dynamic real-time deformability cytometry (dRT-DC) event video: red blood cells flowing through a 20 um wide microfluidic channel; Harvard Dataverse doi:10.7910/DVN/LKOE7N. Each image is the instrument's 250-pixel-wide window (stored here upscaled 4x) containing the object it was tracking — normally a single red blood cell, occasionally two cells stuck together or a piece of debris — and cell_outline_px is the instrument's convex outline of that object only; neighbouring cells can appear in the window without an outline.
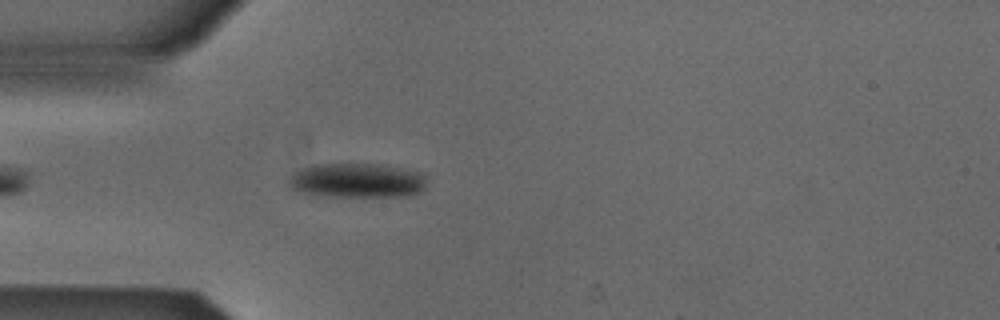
{"species": "Egyptian fruit bat (a non-hibernating species)", "species_latin": "Rousettus aegyptiacus", "temperature_condition": "cold", "stored_images_in_passage": 39, "camera_frame_rate_fps": 3000, "um_per_image_px": 0.085, "animal": {"sex": "male"}, "frame": {"image": 1, "passage_image": 4, "time_ms": 1.0, "image_size_px": [1000, 320], "cell_outline_px": [[424, 188], [420, 192], [408, 196], [316, 196], [292, 188], [288, 184], [288, 176], [292, 172], [312, 164], [384, 164], [420, 172], [424, 176]], "centroid_in_image_um": [30.31, 15.33], "position_along_channel_um": 54.7, "area_um2": 27.92}}
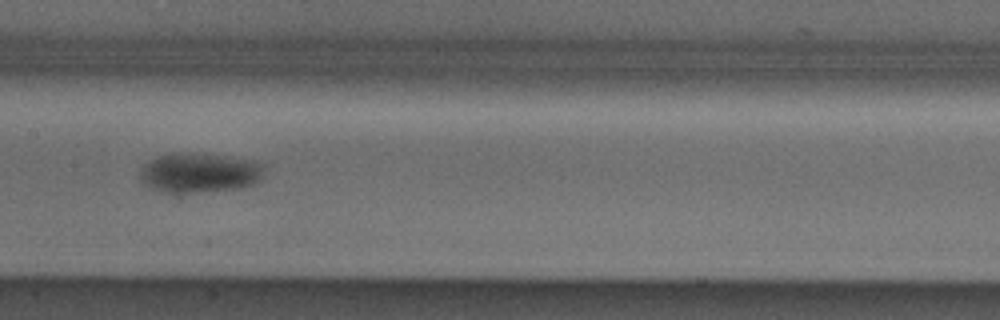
{"frame": {"image": 2, "passage_image": 15, "time_ms": 4.667, "image_size_px": [1000, 320], "cell_outline_px": [[264, 176], [260, 180], [252, 184], [240, 188], [196, 192], [160, 192], [144, 184], [140, 180], [140, 172], [144, 164], [148, 160], [160, 156], [224, 156], [256, 160], [264, 164]], "centroid_in_image_um": [17.01, 14.73], "position_along_channel_um": 190.4, "area_um2": 27.86}}
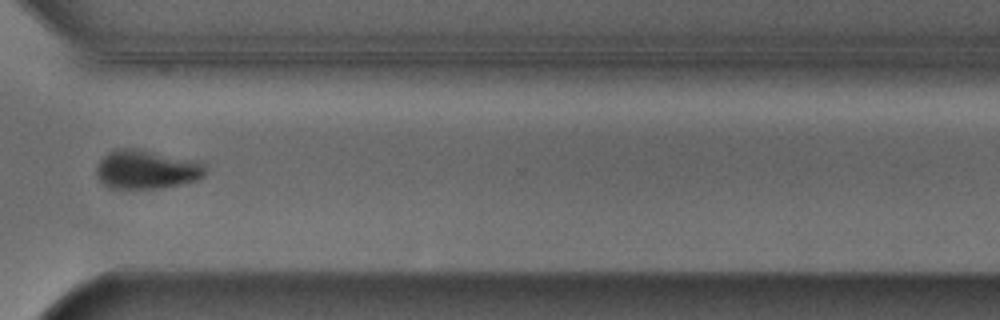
{"frame": {"image": 3, "passage_image": 28, "time_ms": 9.0, "image_size_px": [1000, 320], "cell_outline_px": [[208, 172], [204, 176], [196, 180], [180, 184], [160, 188], [108, 188], [96, 176], [96, 168], [100, 160], [108, 152], [116, 148], [140, 148], [204, 160]], "centroid_in_image_um": [12.54, 14.36], "position_along_channel_um": 358.1, "area_um2": 25.55}, "authors_computed_cell_mechanics": {"area_um2": 26.9926, "velocity_mm_per_s": 3.8703, "shape_relaxation_time_tau1_ms": 2.3668, "shape_relaxation_time_tau2_ms": null, "deformation_change_tau1": 0.1018, "deformation_change_tau2": null}}